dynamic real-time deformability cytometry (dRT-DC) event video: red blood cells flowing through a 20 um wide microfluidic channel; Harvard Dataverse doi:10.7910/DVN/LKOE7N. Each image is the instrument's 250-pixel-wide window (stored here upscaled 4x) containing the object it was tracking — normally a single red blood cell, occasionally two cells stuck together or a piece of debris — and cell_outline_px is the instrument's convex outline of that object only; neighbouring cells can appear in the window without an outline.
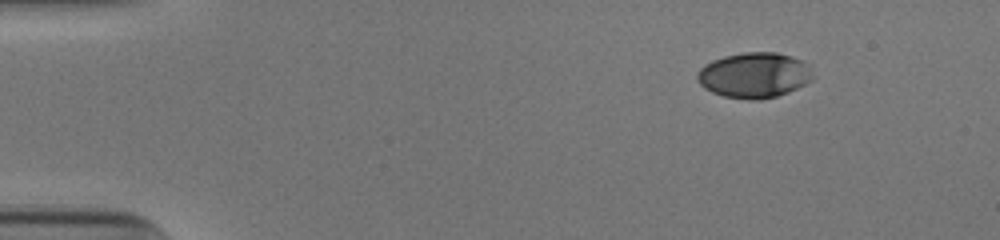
{"species": "human", "species_latin": "Homo sapiens", "temperature_condition": "cold", "stored_images_in_passage": 47, "camera_frame_rate_fps": 3000, "um_per_image_px": 0.085, "donor": {"sex": "male"}, "frame": {"image": 1, "passage_image": 1, "time_ms": 0.0, "image_size_px": [1000, 240], "cell_outline_px": [[812, 80], [788, 92], [776, 96], [760, 100], [748, 100], [724, 96], [712, 92], [704, 88], [696, 80], [696, 72], [704, 64], [712, 60], [724, 56], [744, 52], [776, 52], [792, 56], [804, 60], [808, 64], [812, 76]], "centroid_in_image_um": [64.08, 6.38], "position_along_channel_um": 20.9, "area_um2": 30.81}}
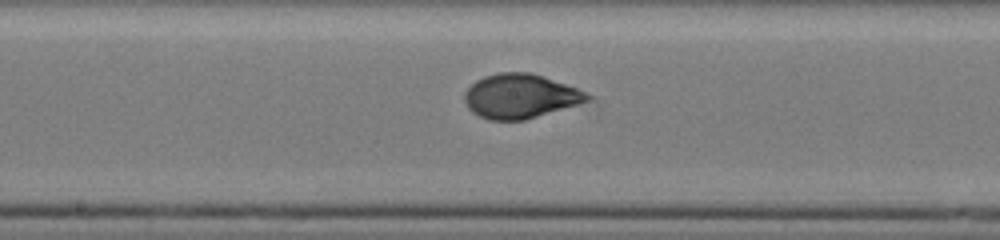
{"frame": {"image": 2, "passage_image": 23, "time_ms": 7.333, "image_size_px": [1000, 240], "cell_outline_px": [[592, 96], [588, 100], [576, 104], [524, 120], [488, 120], [472, 112], [468, 108], [464, 100], [464, 92], [476, 80], [484, 76], [500, 72], [528, 72], [588, 92]], "centroid_in_image_um": [44.16, 8.18], "position_along_channel_um": 204.0, "area_um2": 31.21}}
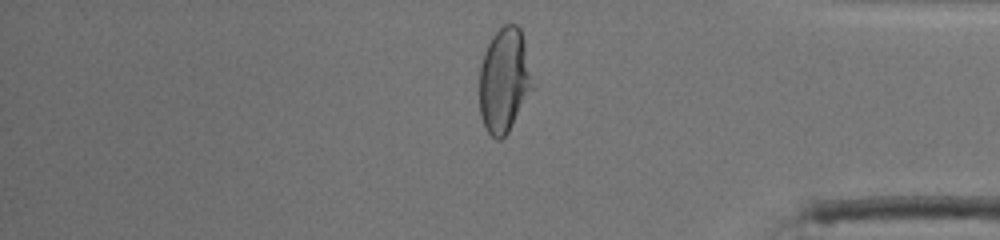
{"frame": {"image": 3, "passage_image": 39, "time_ms": 12.667, "image_size_px": [1000, 240], "cell_outline_px": [[536, 88], [508, 132], [500, 140], [496, 140], [488, 132], [480, 116], [480, 68], [484, 52], [492, 36], [504, 24], [516, 24], [520, 28], [524, 40]], "centroid_in_image_um": [42.91, 6.84], "position_along_channel_um": 392.3, "area_um2": 32.95}, "authors_computed_cell_mechanics": {"area_um2": 31.212, "velocity_mm_per_s": 3.907, "shape_relaxation_time_tau1_ms": 4.7216, "shape_relaxation_time_tau2_ms": null, "deformation_change_tau1": 0.1835, "deformation_change_tau2": null}}